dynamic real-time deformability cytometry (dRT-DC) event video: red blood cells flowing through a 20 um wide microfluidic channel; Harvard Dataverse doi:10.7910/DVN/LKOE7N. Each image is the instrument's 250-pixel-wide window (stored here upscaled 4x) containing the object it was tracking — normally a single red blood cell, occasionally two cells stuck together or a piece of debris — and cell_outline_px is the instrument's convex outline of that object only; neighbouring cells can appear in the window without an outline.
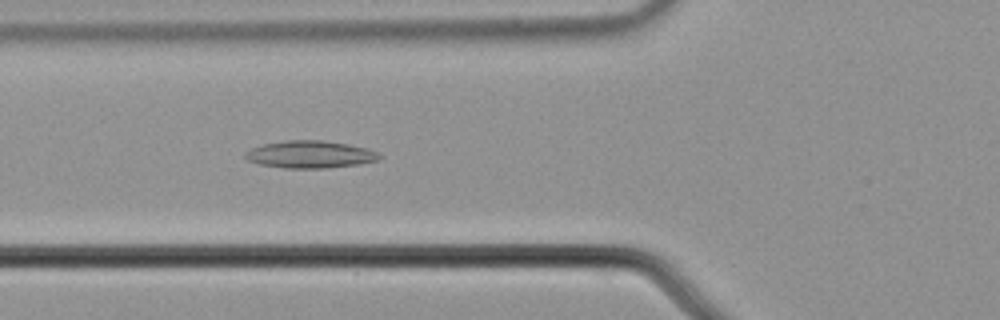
{"species": "common noctule bat (a hibernating species)", "species_latin": "Nyctalus noctula", "temperature_condition": "cold", "stored_images_in_passage": 53, "camera_frame_rate_fps": 3000, "um_per_image_px": 0.085, "animal": {"sex": "male", "body_mass_g": 21.5, "forearm_length_mm": 52.0}, "frame": {"image": 1, "passage_image": 18, "time_ms": 5.667, "image_size_px": [1000, 320], "cell_outline_px": [[384, 156], [380, 160], [360, 164], [328, 168], [284, 168], [260, 164], [248, 160], [244, 156], [244, 152], [260, 144], [288, 140], [324, 140], [348, 144], [368, 148]], "centroid_in_image_um": [26.39, 13.12], "position_along_channel_um": 99.4, "area_um2": 21.62}}
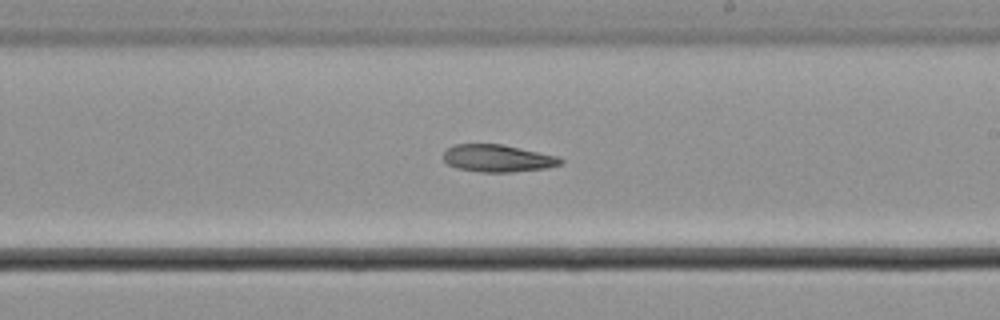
{"frame": {"image": 2, "passage_image": 30, "time_ms": 9.667, "image_size_px": [1000, 320], "cell_outline_px": [[564, 160], [560, 164], [544, 168], [512, 172], [480, 172], [456, 168], [448, 164], [444, 160], [444, 152], [448, 148], [456, 144], [504, 144], [556, 156]], "centroid_in_image_um": [42.28, 13.45], "position_along_channel_um": 246.7, "area_um2": 18.5}}
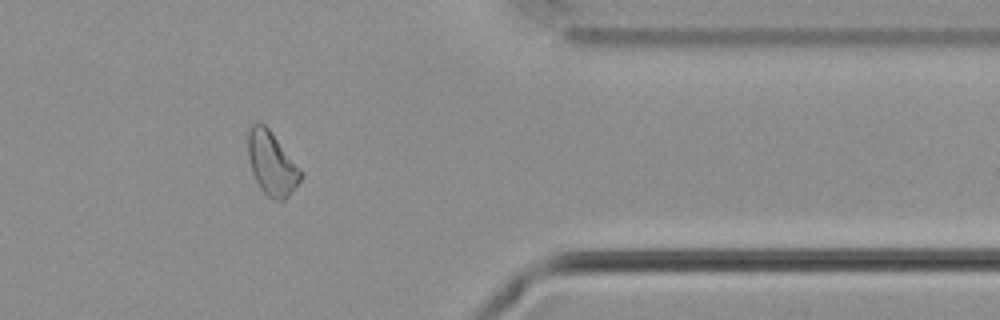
{"frame": {"image": 3, "passage_image": 43, "time_ms": 14.0, "image_size_px": [1000, 320], "cell_outline_px": [[304, 176], [288, 196], [284, 200], [276, 200], [268, 196], [260, 188], [252, 172], [248, 156], [248, 128], [252, 124], [264, 124], [268, 128], [304, 172]], "centroid_in_image_um": [23.12, 13.9], "position_along_channel_um": 388.3, "area_um2": 19.42}}